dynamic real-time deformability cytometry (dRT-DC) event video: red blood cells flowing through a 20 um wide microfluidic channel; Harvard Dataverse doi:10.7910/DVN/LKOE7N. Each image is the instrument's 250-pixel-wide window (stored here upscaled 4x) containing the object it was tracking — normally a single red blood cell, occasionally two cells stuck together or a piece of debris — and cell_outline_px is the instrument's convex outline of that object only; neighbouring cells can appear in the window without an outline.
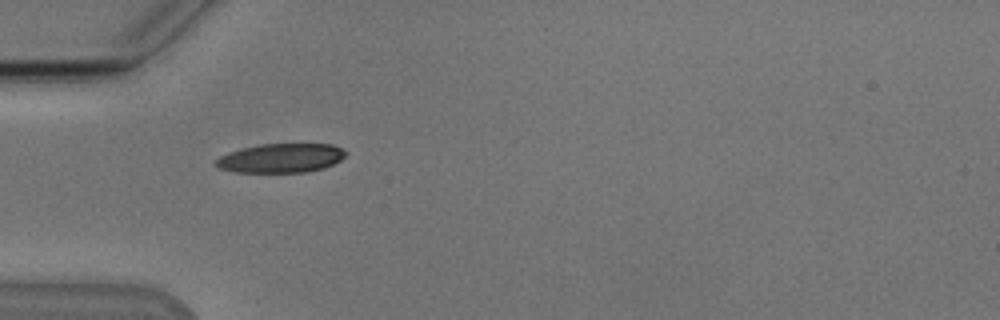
{"species": "Egyptian fruit bat (a non-hibernating species)", "species_latin": "Rousettus aegyptiacus", "temperature_condition": "cold", "stored_images_in_passage": 38, "camera_frame_rate_fps": 3000, "um_per_image_px": 0.085, "animal": {"sex": "male"}, "frame": {"image": 1, "passage_image": 1, "time_ms": 0.0, "image_size_px": [1000, 320], "cell_outline_px": [[348, 152], [340, 160], [324, 168], [308, 172], [236, 172], [220, 168], [212, 164], [220, 156], [228, 152], [240, 148], [260, 144], [332, 144]], "centroid_in_image_um": [23.85, 13.43], "position_along_channel_um": 61.1, "area_um2": 22.08}}
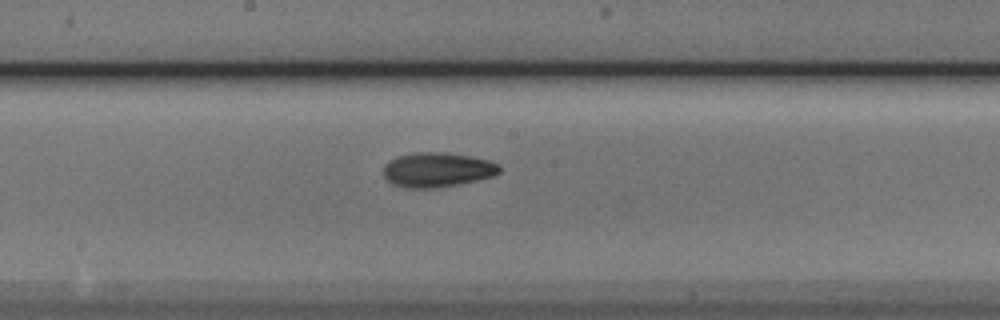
{"frame": {"image": 2, "passage_image": 13, "time_ms": 4.0, "image_size_px": [1000, 320], "cell_outline_px": [[500, 172], [492, 176], [476, 180], [436, 188], [408, 188], [392, 184], [384, 176], [384, 164], [388, 160], [396, 156], [416, 152], [444, 152], [468, 156], [488, 160], [500, 164]], "centroid_in_image_um": [37.13, 14.42], "position_along_channel_um": 211.1, "area_um2": 23.35}}
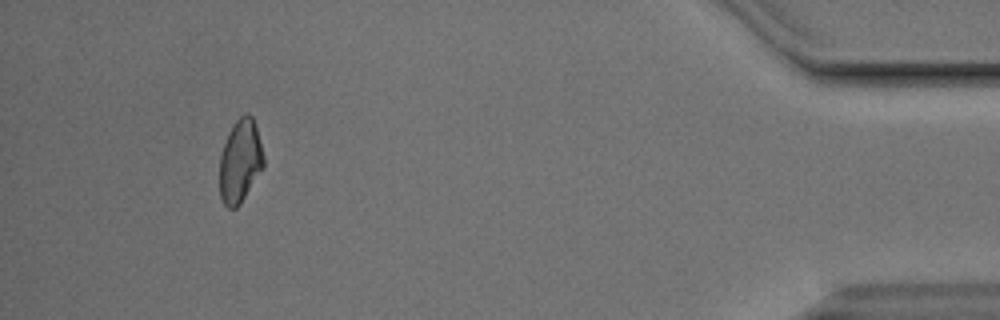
{"frame": {"image": 3, "passage_image": 34, "time_ms": 11.0, "image_size_px": [1000, 320], "cell_outline_px": [[264, 168], [240, 204], [236, 208], [228, 208], [224, 204], [220, 196], [220, 156], [224, 144], [232, 124], [240, 116], [248, 112], [252, 116], [256, 128], [264, 156]], "centroid_in_image_um": [20.42, 13.71], "position_along_channel_um": 414.8, "area_um2": 21.33}, "authors_computed_cell_mechanics": {"area_um2": 21.8773, "velocity_mm_per_s": 3.8341, "shape_relaxation_time_tau1_ms": 3.5398, "shape_relaxation_time_tau2_ms": 9.3362, "deformation_change_tau1": 0.1235, "deformation_change_tau2": 0.1709}}